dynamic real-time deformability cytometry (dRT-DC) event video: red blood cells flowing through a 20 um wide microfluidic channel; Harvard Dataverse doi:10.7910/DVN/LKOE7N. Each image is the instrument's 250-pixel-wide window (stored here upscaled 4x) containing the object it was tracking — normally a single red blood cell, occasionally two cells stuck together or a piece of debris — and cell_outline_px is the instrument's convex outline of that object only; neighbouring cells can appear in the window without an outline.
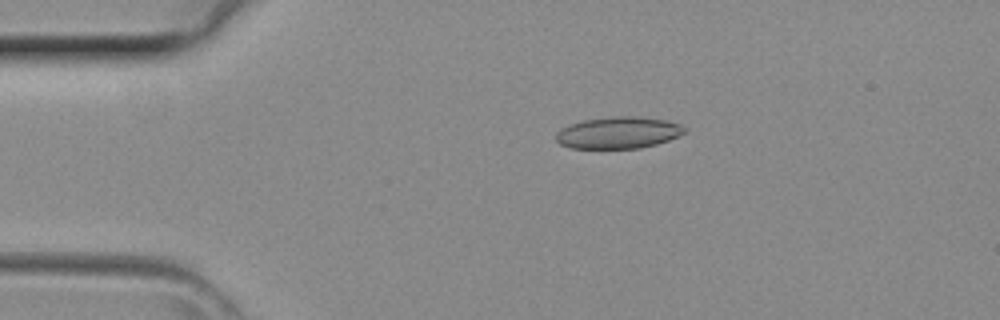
{"species": "common noctule bat (a hibernating species)", "species_latin": "Nyctalus noctula", "temperature_condition": "room temperature", "stored_images_in_passage": 40, "camera_frame_rate_fps": 3000, "um_per_image_px": 0.085, "animal": {"sex": "female", "body_mass_g": 29.2, "forearm_length_mm": 56.3}, "frame": {"image": 1, "passage_image": 7, "time_ms": 2.0, "image_size_px": [1000, 320], "cell_outline_px": [[684, 132], [668, 140], [656, 144], [640, 148], [572, 148], [560, 144], [556, 140], [556, 132], [560, 128], [568, 124], [584, 120], [612, 116], [636, 116], [664, 120], [680, 124], [684, 128]], "centroid_in_image_um": [52.5, 11.27], "position_along_channel_um": 32.5, "area_um2": 23.64}}
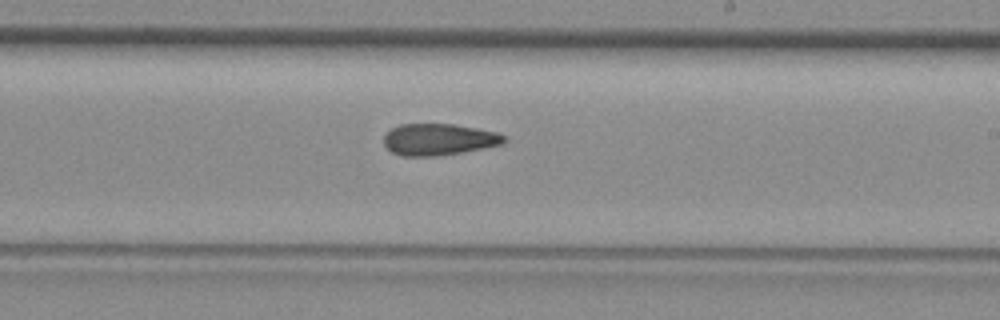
{"frame": {"image": 2, "passage_image": 23, "time_ms": 7.333, "image_size_px": [1000, 320], "cell_outline_px": [[504, 140], [500, 144], [484, 148], [464, 152], [436, 156], [404, 156], [392, 152], [384, 144], [384, 136], [392, 128], [400, 124], [452, 124], [476, 128], [496, 132], [504, 136]], "centroid_in_image_um": [37.26, 11.85], "position_along_channel_um": 251.7, "area_um2": 21.91}}
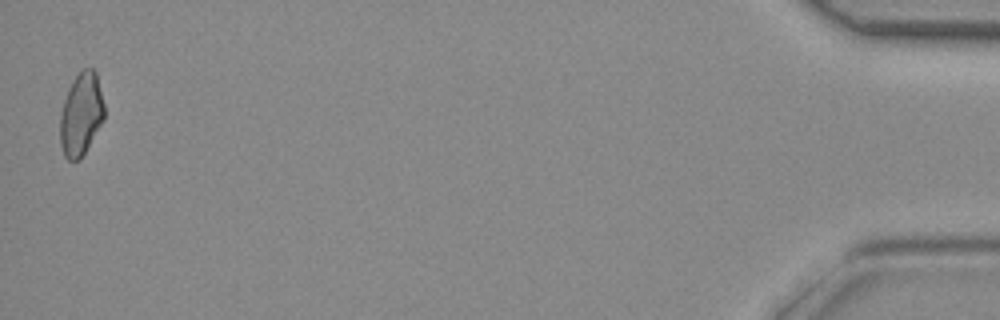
{"frame": {"image": 3, "passage_image": 40, "time_ms": 13.0, "image_size_px": [1000, 320], "cell_outline_px": [[104, 120], [80, 160], [68, 160], [64, 156], [60, 144], [60, 112], [68, 88], [72, 80], [80, 68], [92, 68], [96, 72], [104, 104]], "centroid_in_image_um": [6.88, 9.69], "position_along_channel_um": 428.3, "area_um2": 21.56}}